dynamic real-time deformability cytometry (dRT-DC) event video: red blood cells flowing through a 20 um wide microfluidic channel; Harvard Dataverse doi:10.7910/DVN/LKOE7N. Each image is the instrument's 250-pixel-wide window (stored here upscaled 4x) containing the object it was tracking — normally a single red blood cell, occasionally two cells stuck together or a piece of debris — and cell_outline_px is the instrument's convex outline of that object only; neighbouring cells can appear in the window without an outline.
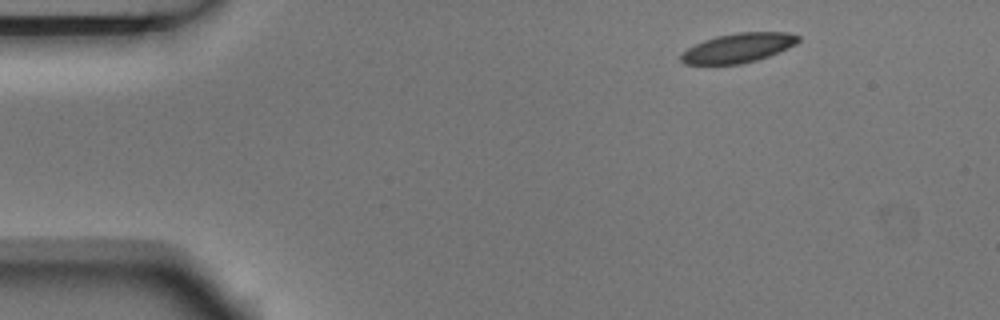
{"species": "Egyptian fruit bat (a non-hibernating species)", "species_latin": "Rousettus aegyptiacus", "temperature_condition": "room temperature", "stored_images_in_passage": 9, "segment_of_instrument_passage": [1, 2], "camera_frame_rate_fps": 3000, "um_per_image_px": 0.085, "animal": {"sex": "male"}, "frame": {"image": 1, "passage_image": 1, "time_ms": 0.0, "image_size_px": [1000, 320], "cell_outline_px": [[800, 40], [796, 44], [788, 48], [768, 56], [756, 60], [740, 64], [684, 64], [680, 60], [680, 56], [688, 48], [704, 40], [716, 36], [736, 32], [788, 32], [800, 36]], "centroid_in_image_um": [62.77, 4.06], "position_along_channel_um": 22.2, "area_um2": 20.0}}
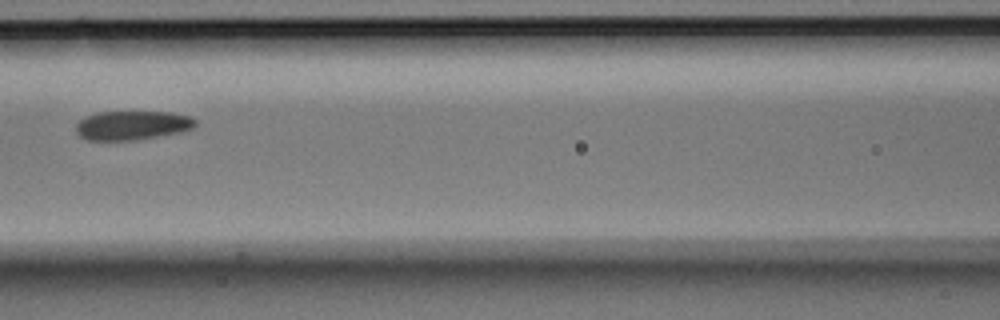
{"frame": {"image": 2, "passage_image": 6, "time_ms": 1.667, "image_size_px": [1000, 320], "cell_outline_px": [[196, 124], [192, 128], [180, 132], [132, 140], [88, 140], [80, 136], [76, 132], [76, 124], [80, 120], [88, 116], [100, 112], [172, 112], [188, 116], [196, 120]], "centroid_in_image_um": [11.23, 10.65], "position_along_channel_um": 155.4, "area_um2": 19.94}}
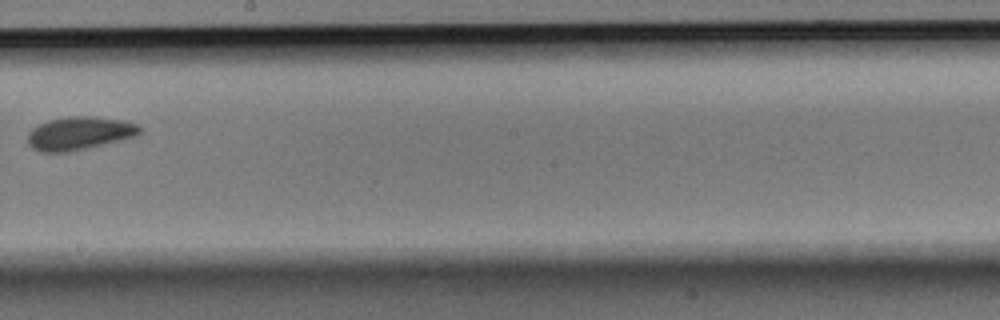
{"frame": {"image": 3, "passage_image": 8, "time_ms": 2.333, "image_size_px": [1000, 320], "cell_outline_px": [[144, 132], [136, 136], [68, 152], [40, 152], [32, 148], [28, 144], [28, 132], [32, 128], [48, 120], [72, 116], [92, 116], [124, 120], [140, 124], [144, 128]], "centroid_in_image_um": [6.79, 11.32], "position_along_channel_um": 241.4, "area_um2": 21.79}}